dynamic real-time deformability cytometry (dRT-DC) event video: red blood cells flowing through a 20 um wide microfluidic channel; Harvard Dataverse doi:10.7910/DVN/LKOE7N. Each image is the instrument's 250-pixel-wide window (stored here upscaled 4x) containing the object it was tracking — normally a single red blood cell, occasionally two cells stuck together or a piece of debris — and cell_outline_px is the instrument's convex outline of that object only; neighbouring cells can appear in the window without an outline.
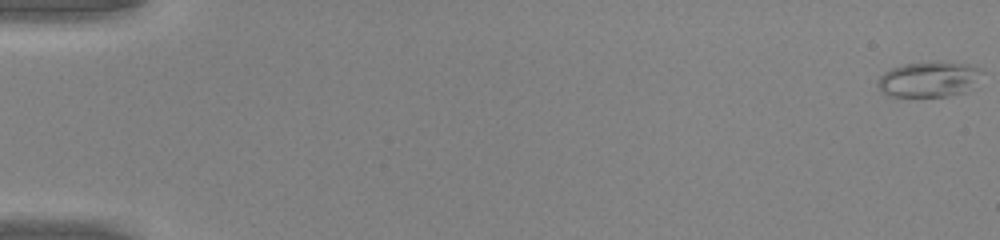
{"species": "common noctule bat (a hibernating species)", "species_latin": "Nyctalus noctula", "temperature_condition": "warm", "stored_images_in_passage": 7, "camera_frame_rate_fps": 3000, "um_per_image_px": 0.085, "animal": {"sex": "male", "body_mass_g": 20.0, "forearm_length_mm": 53.3}, "frame": {"image": 1, "passage_image": 1, "time_ms": 0.0, "image_size_px": [1000, 240], "cell_outline_px": [[984, 72], [964, 92], [948, 96], [888, 96], [876, 84], [880, 76], [884, 72], [892, 68], [904, 64], [968, 64], [980, 68]], "centroid_in_image_um": [78.91, 6.77], "position_along_channel_um": 6.1, "area_um2": 20.58}}